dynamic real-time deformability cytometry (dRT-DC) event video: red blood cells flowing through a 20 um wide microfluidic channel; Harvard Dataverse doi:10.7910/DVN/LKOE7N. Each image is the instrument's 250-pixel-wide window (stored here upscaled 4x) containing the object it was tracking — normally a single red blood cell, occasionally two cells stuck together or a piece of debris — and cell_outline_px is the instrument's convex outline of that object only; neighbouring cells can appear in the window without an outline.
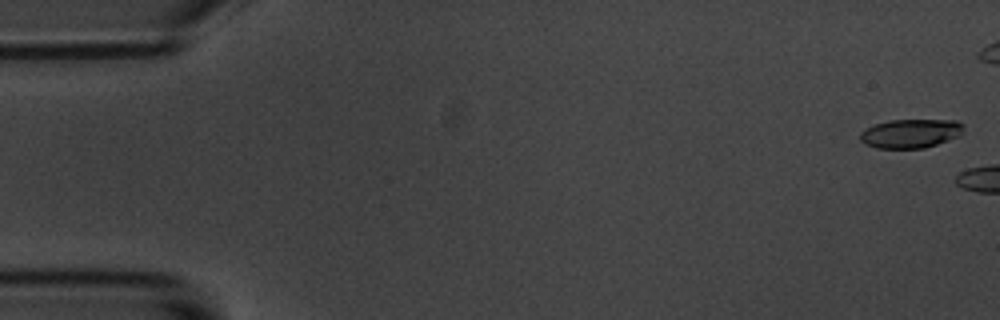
{"species": "common noctule bat (a hibernating species)", "species_latin": "Nyctalus noctula", "temperature_condition": "room temperature", "stored_images_in_passage": 3, "camera_frame_rate_fps": 3000, "um_per_image_px": 0.085, "animal": {"sex": "male", "body_mass_g": 20.1, "forearm_length_mm": 53.5}, "frame": {"image": 1, "passage_image": 1, "time_ms": 0.0, "image_size_px": [1000, 320], "cell_outline_px": [[964, 128], [960, 136], [924, 148], [876, 148], [864, 144], [860, 140], [860, 132], [876, 124], [888, 120], [956, 120], [964, 124]], "centroid_in_image_um": [77.42, 11.34], "position_along_channel_um": 7.6, "area_um2": 17.46}}